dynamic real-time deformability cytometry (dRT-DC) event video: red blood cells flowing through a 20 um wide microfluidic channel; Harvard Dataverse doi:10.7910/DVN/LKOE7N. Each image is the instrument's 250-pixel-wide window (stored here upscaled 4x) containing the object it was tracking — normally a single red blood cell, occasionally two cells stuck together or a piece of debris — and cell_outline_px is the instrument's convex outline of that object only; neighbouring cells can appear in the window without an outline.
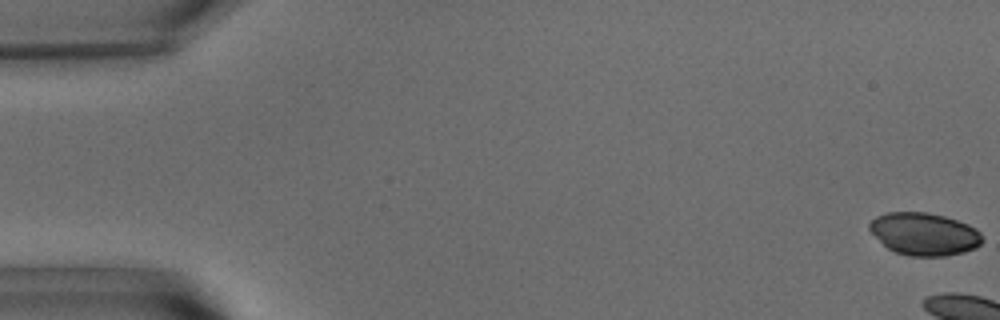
{"species": "common noctule bat (a hibernating species)", "species_latin": "Nyctalus noctula", "temperature_condition": "warm", "stored_images_in_passage": 6, "camera_frame_rate_fps": 3000, "um_per_image_px": 0.085, "animal": {"sex": "male", "body_mass_g": 15.6}, "frame": {"image": 1, "passage_image": 1, "time_ms": 0.0, "image_size_px": [1000, 320], "cell_outline_px": [[984, 240], [976, 248], [964, 252], [944, 256], [908, 256], [896, 252], [888, 248], [868, 228], [868, 224], [876, 216], [888, 212], [928, 212], [944, 216], [968, 224], [976, 228], [980, 232]], "centroid_in_image_um": [78.58, 19.89], "position_along_channel_um": 6.4, "area_um2": 27.98}}